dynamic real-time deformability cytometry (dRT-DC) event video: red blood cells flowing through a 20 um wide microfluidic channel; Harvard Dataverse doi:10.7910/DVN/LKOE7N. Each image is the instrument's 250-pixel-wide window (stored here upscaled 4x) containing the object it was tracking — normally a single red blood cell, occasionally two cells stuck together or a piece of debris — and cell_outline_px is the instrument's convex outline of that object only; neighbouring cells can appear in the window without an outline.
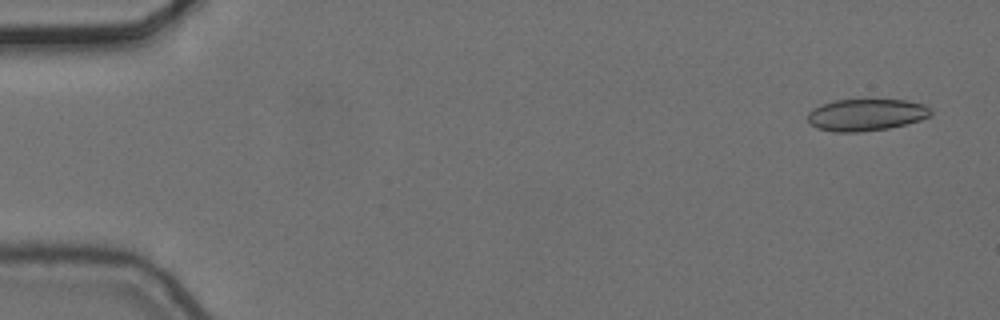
{"species": "common noctule bat (a hibernating species)", "species_latin": "Nyctalus noctula", "temperature_condition": "cold", "stored_images_in_passage": 4, "camera_frame_rate_fps": 3000, "um_per_image_px": 0.085, "animal": {"sex": "female", "body_mass_g": 24.6, "forearm_length_mm": 56.2}, "frame": {"image": 1, "passage_image": 1, "time_ms": 0.0, "image_size_px": [1000, 320], "cell_outline_px": [[932, 112], [928, 116], [920, 120], [888, 128], [860, 132], [832, 132], [816, 128], [808, 124], [808, 112], [812, 108], [836, 100], [904, 100], [924, 104]], "centroid_in_image_um": [73.56, 9.77], "position_along_channel_um": 11.4, "area_um2": 22.77}}
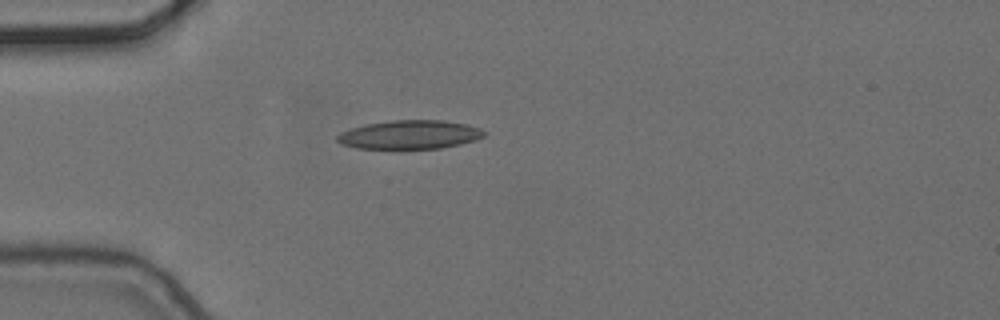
{"frame": {"image": 2, "passage_image": 4, "time_ms": 1.0, "image_size_px": [1000, 320], "cell_outline_px": [[484, 136], [476, 140], [460, 144], [440, 148], [400, 152], [356, 148], [340, 144], [336, 140], [336, 136], [340, 132], [352, 128], [368, 124], [392, 120], [444, 120], [468, 124], [480, 128], [484, 132]], "centroid_in_image_um": [34.78, 11.5], "position_along_channel_um": 50.2, "area_um2": 25.72}}